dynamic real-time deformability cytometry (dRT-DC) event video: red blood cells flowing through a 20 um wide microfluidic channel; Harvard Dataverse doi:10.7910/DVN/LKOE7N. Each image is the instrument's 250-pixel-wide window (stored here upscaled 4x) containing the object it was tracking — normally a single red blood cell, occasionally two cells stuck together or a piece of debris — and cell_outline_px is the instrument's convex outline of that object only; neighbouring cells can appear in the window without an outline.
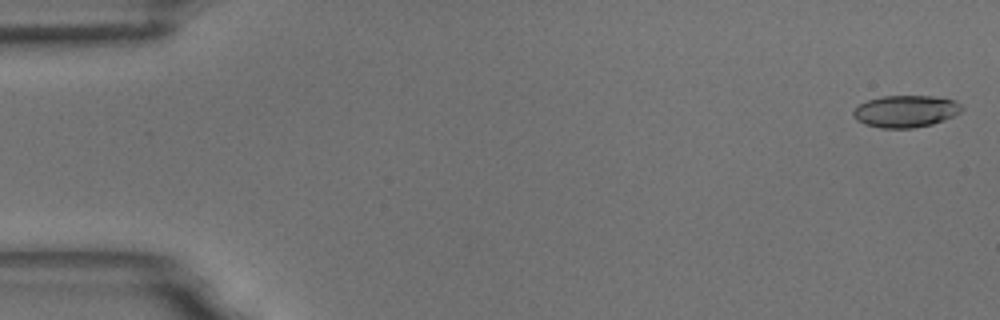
{"species": "common noctule bat (a hibernating species)", "species_latin": "Nyctalus noctula", "temperature_condition": "room temperature", "stored_images_in_passage": 56, "camera_frame_rate_fps": 3000, "um_per_image_px": 0.085, "animal": {"sex": "male", "body_mass_g": 18.8}, "frame": {"image": 1, "passage_image": 2, "time_ms": 0.333, "image_size_px": [1000, 320], "cell_outline_px": [[964, 108], [960, 112], [952, 116], [932, 124], [912, 128], [880, 128], [864, 124], [856, 120], [852, 116], [852, 112], [860, 104], [868, 100], [884, 96], [932, 96], [952, 100], [960, 104]], "centroid_in_image_um": [76.95, 9.46], "position_along_channel_um": 8.1, "area_um2": 20.06}}
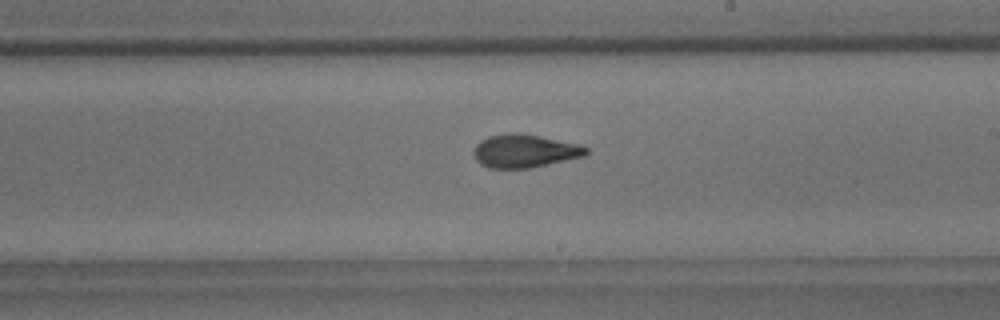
{"frame": {"image": 2, "passage_image": 33, "time_ms": 10.667, "image_size_px": [1000, 320], "cell_outline_px": [[588, 152], [584, 156], [548, 164], [528, 168], [488, 168], [480, 164], [476, 160], [472, 152], [476, 144], [480, 140], [488, 136], [508, 132], [520, 132], [580, 144], [588, 148]], "centroid_in_image_um": [44.56, 12.82], "position_along_channel_um": 244.4, "area_um2": 21.96}}
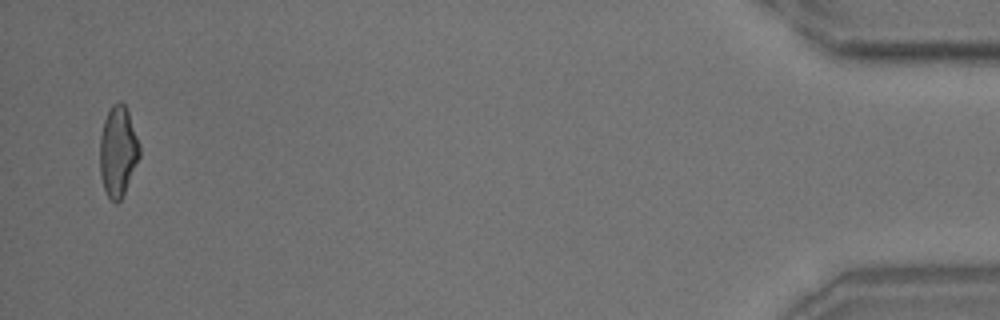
{"frame": {"image": 3, "passage_image": 55, "time_ms": 18.0, "image_size_px": [1000, 320], "cell_outline_px": [[140, 156], [124, 192], [120, 200], [116, 204], [108, 196], [104, 188], [100, 176], [100, 136], [104, 120], [112, 104], [120, 100], [124, 104], [128, 112], [140, 144]], "centroid_in_image_um": [10.02, 12.84], "position_along_channel_um": 425.2, "area_um2": 20.75}, "authors_computed_cell_mechanics": {"area_um2": 21.2126, "velocity_mm_per_s": 3.6347, "shape_relaxation_time_tau1_ms": 6.1266, "shape_relaxation_time_tau2_ms": 1.6147, "deformation_change_tau1": 0.1702, "deformation_change_tau2": 0.084}}